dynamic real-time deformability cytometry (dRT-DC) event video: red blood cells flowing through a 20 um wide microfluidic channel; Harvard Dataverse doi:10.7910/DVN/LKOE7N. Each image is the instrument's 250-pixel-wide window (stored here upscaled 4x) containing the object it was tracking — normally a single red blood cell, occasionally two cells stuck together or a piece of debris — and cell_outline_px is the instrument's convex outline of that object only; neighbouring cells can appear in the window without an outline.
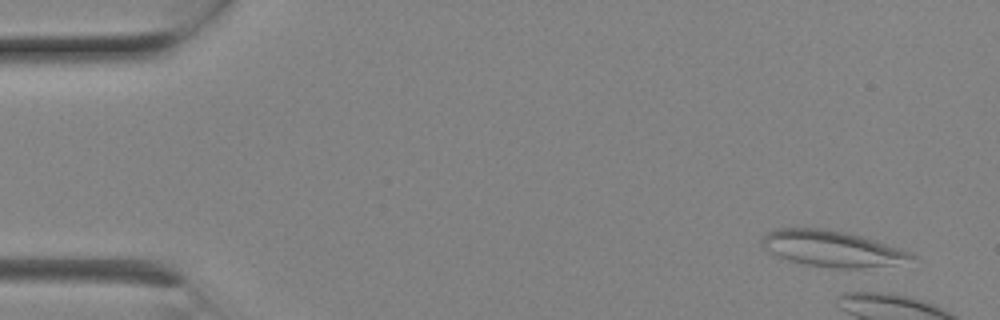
{"species": "Egyptian fruit bat (a non-hibernating species)", "species_latin": "Rousettus aegyptiacus", "temperature_condition": "room temperature", "stored_images_in_passage": 3, "camera_frame_rate_fps": 3000, "um_per_image_px": 0.085, "animal": {"sex": "female"}, "frame": {"image": 1, "passage_image": 1, "time_ms": 0.0, "image_size_px": [1000, 320], "cell_outline_px": [[916, 256], [892, 264], [860, 268], [828, 268], [804, 264], [780, 256], [764, 248], [760, 240], [772, 228], [824, 228], [844, 232], [876, 240], [912, 252]], "centroid_in_image_um": [70.68, 21.11], "position_along_channel_um": 14.3, "area_um2": 30.87}}